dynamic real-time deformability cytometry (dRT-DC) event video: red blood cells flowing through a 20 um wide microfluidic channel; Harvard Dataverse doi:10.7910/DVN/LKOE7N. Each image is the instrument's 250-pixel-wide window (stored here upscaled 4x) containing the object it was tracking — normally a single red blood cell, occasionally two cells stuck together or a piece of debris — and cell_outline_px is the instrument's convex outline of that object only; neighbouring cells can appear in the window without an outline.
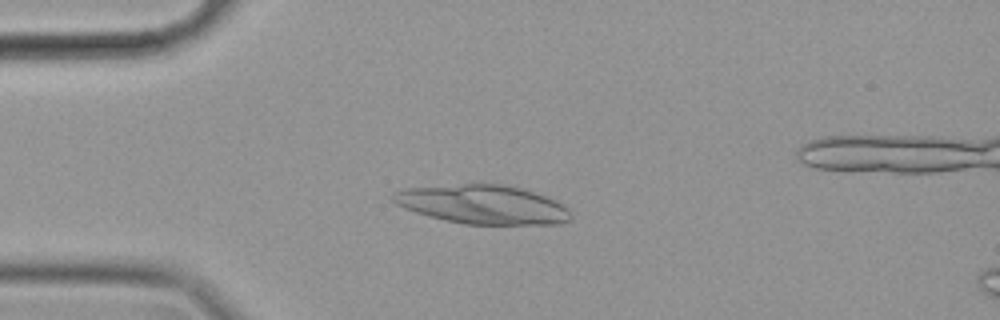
{"species": "common noctule bat (a hibernating species)", "species_latin": "Nyctalus noctula", "temperature_condition": "cold", "stored_images_in_passage": 52, "camera_frame_rate_fps": 3000, "um_per_image_px": 0.085, "animal": {"sex": "female", "body_mass_g": 19.9}, "frame": {"image": 1, "passage_image": 14, "time_ms": 4.333, "image_size_px": [1000, 320], "cell_outline_px": [[572, 220], [560, 224], [464, 224], [444, 220], [428, 216], [404, 208], [396, 204], [388, 196], [392, 192], [408, 188], [460, 184], [504, 184], [524, 188], [556, 200], [568, 208], [572, 216]], "centroid_in_image_um": [41.04, 17.38], "position_along_channel_um": 44.0, "area_um2": 40.63}}
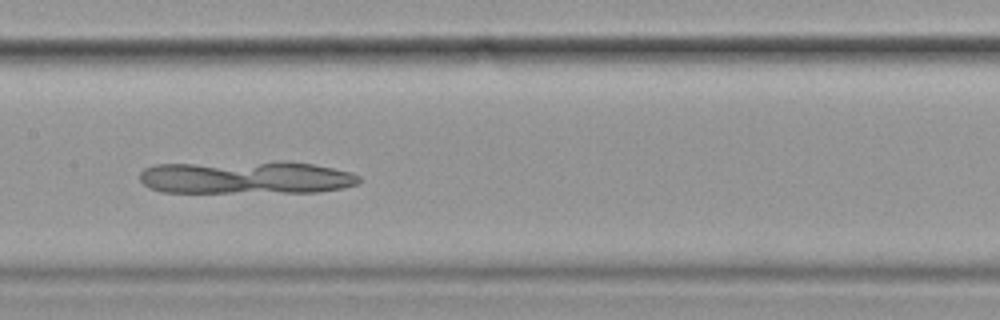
{"frame": {"image": 2, "passage_image": 28, "time_ms": 9.0, "image_size_px": [1000, 320], "cell_outline_px": [[360, 180], [356, 184], [344, 188], [316, 192], [160, 192], [148, 188], [140, 180], [140, 172], [144, 168], [156, 164], [280, 160], [288, 160], [312, 164], [352, 172], [360, 176]], "centroid_in_image_um": [20.9, 15.06], "position_along_channel_um": 186.5, "area_um2": 42.95}}
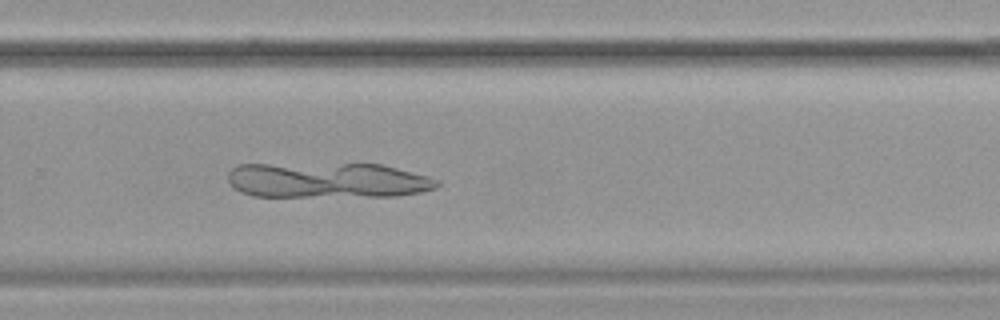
{"frame": {"image": 3, "passage_image": 38, "time_ms": 12.333, "image_size_px": [1000, 320], "cell_outline_px": [[440, 184], [436, 188], [420, 192], [396, 196], [252, 196], [240, 192], [228, 180], [228, 172], [236, 164], [380, 164], [428, 176], [440, 180]], "centroid_in_image_um": [27.84, 15.32], "position_along_channel_um": 302.0, "area_um2": 43.12}}